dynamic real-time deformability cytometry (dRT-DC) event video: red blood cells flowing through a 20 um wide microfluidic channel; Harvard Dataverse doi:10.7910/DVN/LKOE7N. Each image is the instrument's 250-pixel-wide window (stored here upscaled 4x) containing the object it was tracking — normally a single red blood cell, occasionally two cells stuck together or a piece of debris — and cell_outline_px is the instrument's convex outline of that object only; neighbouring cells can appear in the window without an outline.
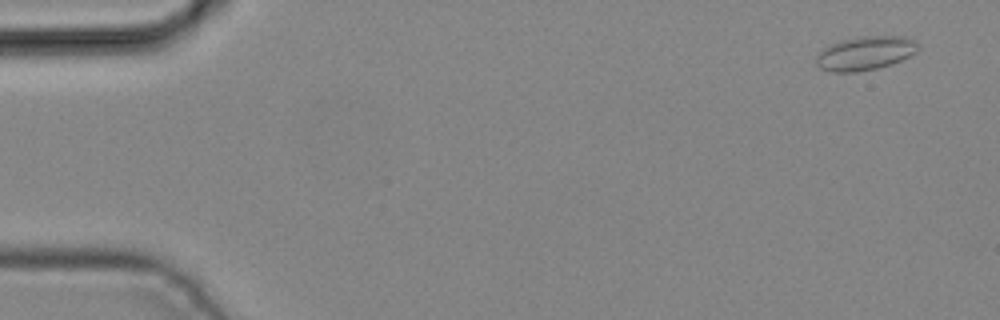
{"species": "common noctule bat (a hibernating species)", "species_latin": "Nyctalus noctula", "temperature_condition": "cold", "stored_images_in_passage": 3, "camera_frame_rate_fps": 3000, "um_per_image_px": 0.085, "animal": {"sex": "male", "body_mass_g": 19.2, "forearm_length_mm": 51.8}, "frame": {"image": 1, "passage_image": 1, "time_ms": 0.0, "image_size_px": [1000, 320], "cell_outline_px": [[920, 48], [916, 52], [892, 64], [876, 68], [856, 72], [832, 72], [820, 68], [816, 64], [816, 56], [824, 48], [840, 40], [864, 36], [908, 36], [916, 40], [920, 44]], "centroid_in_image_um": [73.58, 4.51], "position_along_channel_um": 11.4, "area_um2": 20.17}}